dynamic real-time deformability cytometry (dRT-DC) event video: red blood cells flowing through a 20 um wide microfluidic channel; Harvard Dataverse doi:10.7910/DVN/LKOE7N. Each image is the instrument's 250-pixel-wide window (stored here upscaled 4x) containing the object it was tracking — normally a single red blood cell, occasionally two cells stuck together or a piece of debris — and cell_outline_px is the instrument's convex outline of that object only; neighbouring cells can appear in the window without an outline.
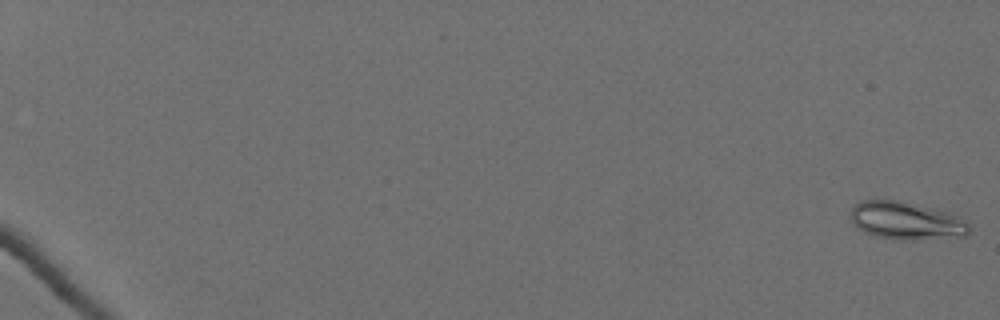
{"species": "Egyptian fruit bat (a non-hibernating species)", "species_latin": "Rousettus aegyptiacus", "temperature_condition": "cold", "stored_images_in_passage": 61, "camera_frame_rate_fps": 3000, "um_per_image_px": 0.085, "animal": {"sex": "female"}, "frame": {"image": 1, "passage_image": 1, "time_ms": 0.0, "image_size_px": [1000, 320], "cell_outline_px": [[972, 228], [968, 236], [912, 240], [896, 240], [872, 236], [856, 228], [852, 220], [852, 208], [860, 200], [896, 200], [932, 208], [968, 220]], "centroid_in_image_um": [77.06, 18.79], "position_along_channel_um": 7.9, "area_um2": 26.3}}
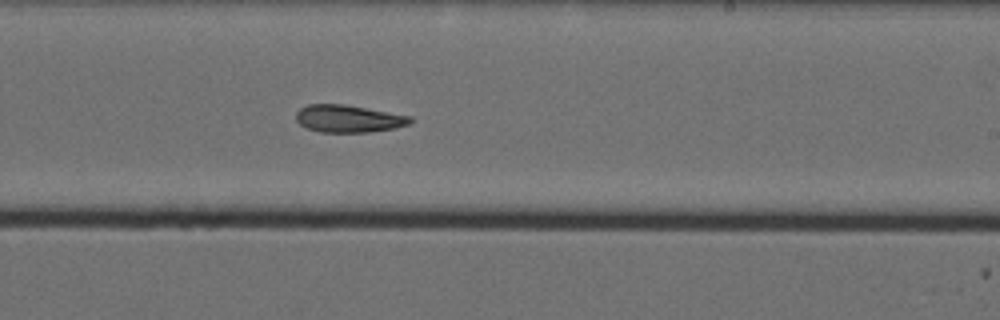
{"frame": {"image": 2, "passage_image": 41, "time_ms": 13.333, "image_size_px": [1000, 320], "cell_outline_px": [[412, 120], [408, 124], [396, 128], [368, 132], [320, 132], [308, 128], [300, 124], [296, 120], [296, 112], [300, 108], [308, 104], [344, 104], [412, 116]], "centroid_in_image_um": [29.61, 10.08], "position_along_channel_um": 259.4, "area_um2": 18.21}}
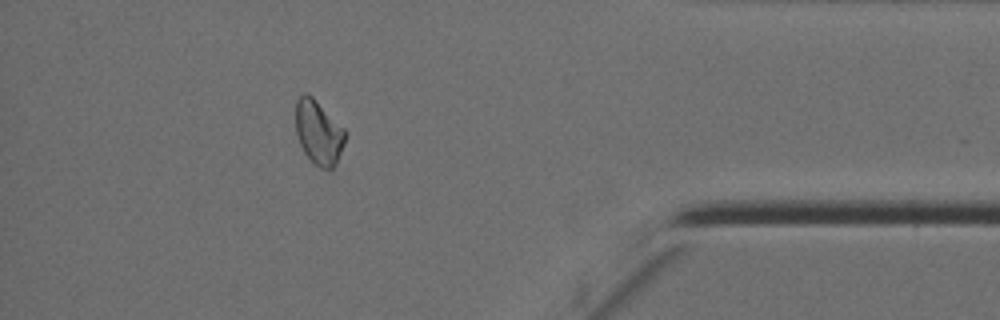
{"frame": {"image": 3, "passage_image": 56, "time_ms": 18.333, "image_size_px": [1000, 320], "cell_outline_px": [[348, 136], [336, 164], [332, 168], [320, 168], [312, 164], [304, 152], [300, 144], [296, 132], [296, 100], [304, 92], [312, 96], [348, 132]], "centroid_in_image_um": [27.1, 11.27], "position_along_channel_um": 408.1, "area_um2": 18.73}, "authors_computed_cell_mechanics": {"area_um2": 19.4208, "velocity_mm_per_s": 3.5269, "shape_relaxation_time_tau1_ms": null, "shape_relaxation_time_tau2_ms": 7.6444, "deformation_change_tau1": null, "deformation_change_tau2": 0.1406}}